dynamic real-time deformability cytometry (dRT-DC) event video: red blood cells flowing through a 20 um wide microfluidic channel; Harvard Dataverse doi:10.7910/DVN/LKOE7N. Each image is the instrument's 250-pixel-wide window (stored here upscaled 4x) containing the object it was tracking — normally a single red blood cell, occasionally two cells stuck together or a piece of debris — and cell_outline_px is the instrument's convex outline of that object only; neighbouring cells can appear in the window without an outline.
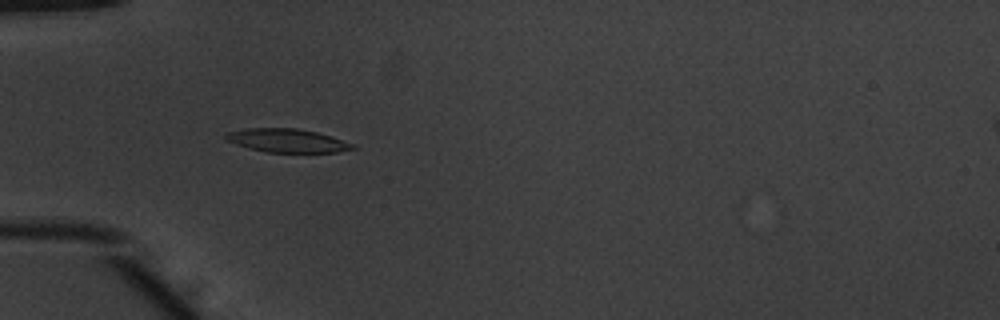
{"species": "common noctule bat (a hibernating species)", "species_latin": "Nyctalus noctula", "temperature_condition": "warm", "stored_images_in_passage": 52, "camera_frame_rate_fps": 3000, "um_per_image_px": 0.085, "animal": {"sex": "male", "body_mass_g": 20.1, "forearm_length_mm": 53.5}, "frame": {"image": 1, "passage_image": 17, "time_ms": 5.333, "image_size_px": [1000, 320], "cell_outline_px": [[356, 148], [336, 152], [268, 152], [248, 148], [236, 144], [228, 140], [224, 136], [228, 132], [244, 128], [296, 128], [316, 132], [332, 136], [356, 144]], "centroid_in_image_um": [24.44, 11.94], "position_along_channel_um": 60.6, "area_um2": 17.34}}
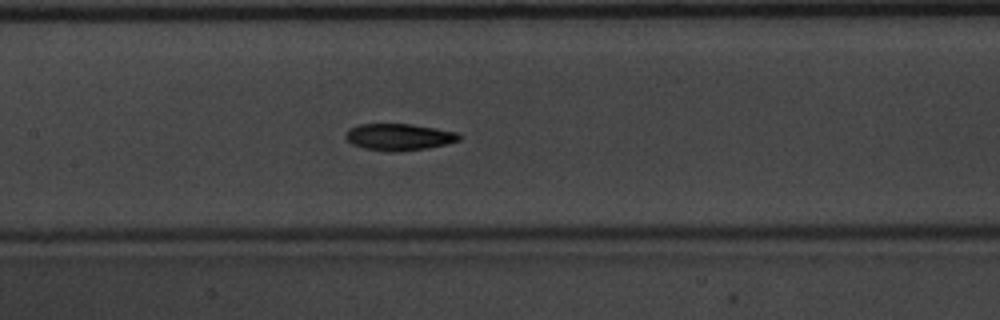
{"frame": {"image": 2, "passage_image": 26, "time_ms": 8.333, "image_size_px": [1000, 320], "cell_outline_px": [[464, 136], [460, 140], [428, 148], [400, 152], [396, 152], [364, 148], [352, 144], [344, 136], [344, 132], [348, 128], [360, 124], [412, 124], [460, 132]], "centroid_in_image_um": [33.94, 11.63], "position_along_channel_um": 173.5, "area_um2": 17.92}}
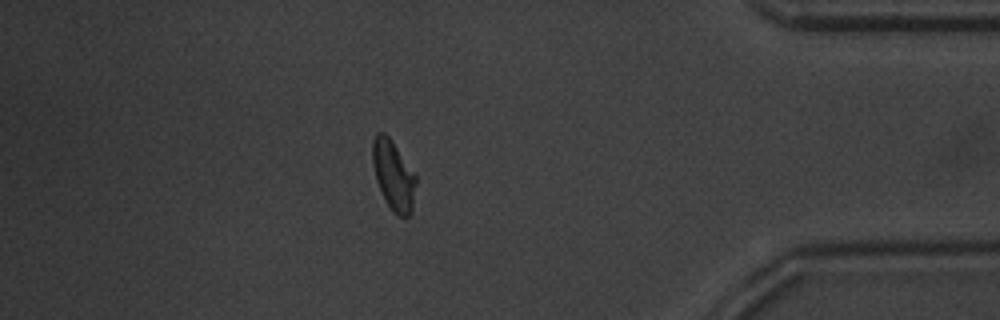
{"frame": {"image": 3, "passage_image": 46, "time_ms": 15.0, "image_size_px": [1000, 320], "cell_outline_px": [[416, 184], [412, 212], [408, 216], [396, 216], [392, 212], [376, 180], [372, 164], [372, 140], [376, 132], [384, 132], [392, 140], [416, 176]], "centroid_in_image_um": [33.43, 14.89], "position_along_channel_um": 401.8, "area_um2": 17.63}, "authors_computed_cell_mechanics": {"area_um2": 17.4556, "velocity_mm_per_s": 3.9269, "shape_relaxation_time_tau1_ms": 2.9694, "shape_relaxation_time_tau2_ms": 4.6809, "deformation_change_tau1": 0.1329, "deformation_change_tau2": 0.1038}}